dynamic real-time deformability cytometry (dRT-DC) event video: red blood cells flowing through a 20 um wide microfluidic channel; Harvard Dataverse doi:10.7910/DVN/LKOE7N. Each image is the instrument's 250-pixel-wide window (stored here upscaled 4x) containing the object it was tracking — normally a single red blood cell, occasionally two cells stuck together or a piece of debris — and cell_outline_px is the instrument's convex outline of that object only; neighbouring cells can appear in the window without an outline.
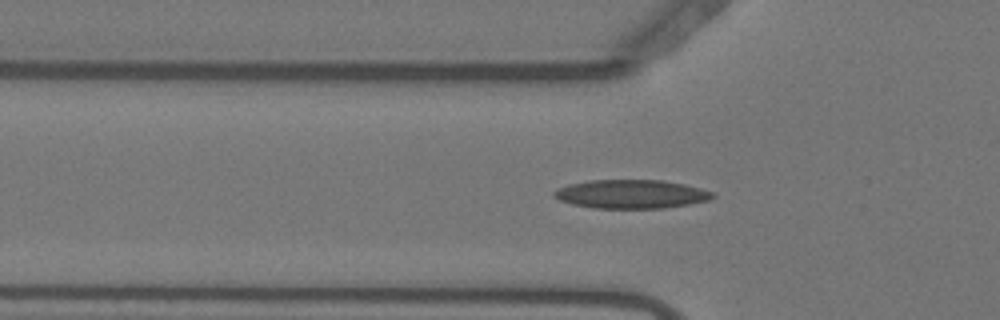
{"species": "Egyptian fruit bat (a non-hibernating species)", "species_latin": "Rousettus aegyptiacus", "temperature_condition": "warm", "stored_images_in_passage": 44, "camera_frame_rate_fps": 3000, "um_per_image_px": 0.085, "animal": {"sex": "female"}, "frame": {"image": 1, "passage_image": 8, "time_ms": 2.333, "image_size_px": [1000, 320], "cell_outline_px": [[716, 196], [708, 200], [688, 204], [664, 208], [592, 208], [572, 204], [560, 200], [552, 196], [552, 192], [556, 188], [568, 184], [588, 180], [664, 180], [684, 184], [700, 188], [712, 192]], "centroid_in_image_um": [53.6, 16.49], "position_along_channel_um": 72.2, "area_um2": 26.65}}
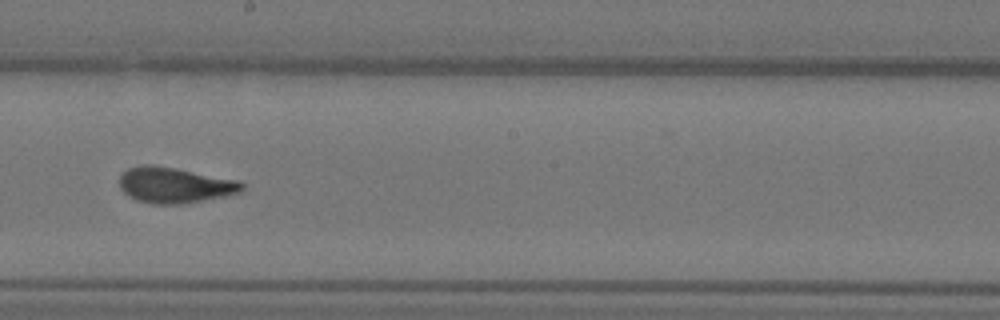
{"frame": {"image": 2, "passage_image": 21, "time_ms": 6.667, "image_size_px": [1000, 320], "cell_outline_px": [[244, 188], [240, 192], [224, 196], [188, 204], [152, 204], [136, 200], [128, 196], [120, 188], [120, 176], [128, 168], [144, 164], [152, 164], [176, 168], [240, 180], [244, 184]], "centroid_in_image_um": [14.86, 15.74], "position_along_channel_um": 233.3, "area_um2": 25.78}}
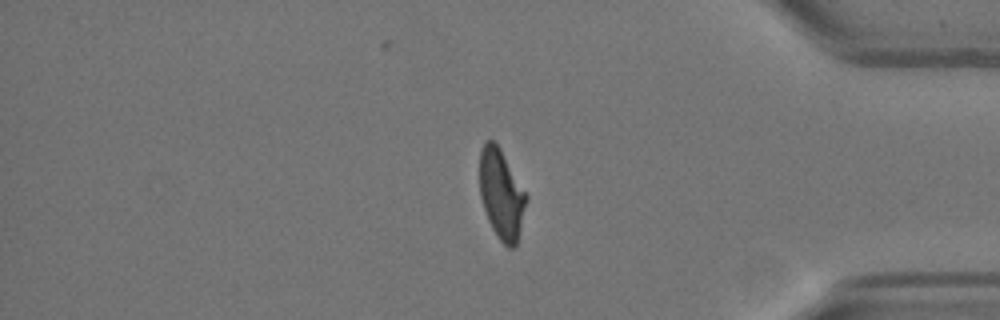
{"frame": {"image": 3, "passage_image": 36, "time_ms": 11.667, "image_size_px": [1000, 320], "cell_outline_px": [[528, 200], [516, 244], [512, 248], [508, 248], [496, 236], [488, 220], [480, 196], [480, 152], [484, 144], [488, 140], [492, 140], [500, 148], [528, 196]], "centroid_in_image_um": [42.63, 16.53], "position_along_channel_um": 392.6, "area_um2": 24.16}}